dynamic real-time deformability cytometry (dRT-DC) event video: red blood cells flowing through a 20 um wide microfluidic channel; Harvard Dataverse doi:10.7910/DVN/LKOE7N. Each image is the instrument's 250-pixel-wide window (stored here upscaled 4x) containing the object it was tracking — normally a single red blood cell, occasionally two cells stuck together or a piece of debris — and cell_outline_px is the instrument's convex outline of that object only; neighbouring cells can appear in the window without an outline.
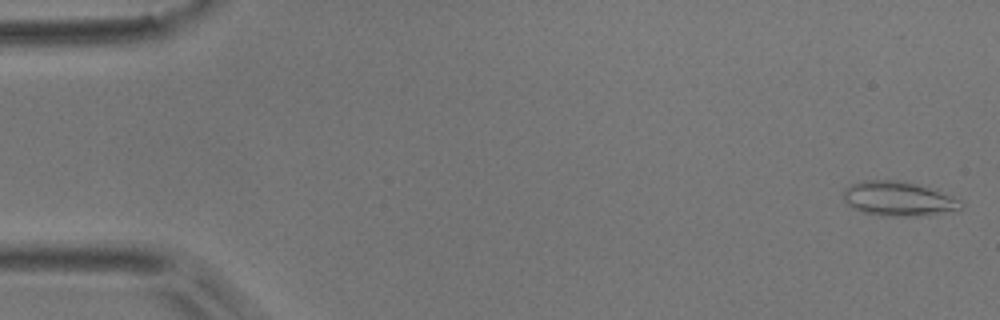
{"species": "common noctule bat (a hibernating species)", "species_latin": "Nyctalus noctula", "temperature_condition": "room temperature", "stored_images_in_passage": 5, "camera_frame_rate_fps": 3000, "um_per_image_px": 0.085, "animal": {"sex": "male", "body_mass_g": 17.9}, "frame": {"image": 1, "passage_image": 1, "time_ms": 0.0, "image_size_px": [1000, 320], "cell_outline_px": [[964, 204], [960, 212], [904, 216], [884, 216], [864, 212], [852, 208], [844, 200], [844, 188], [852, 184], [864, 180], [900, 180], [936, 188], [964, 200]], "centroid_in_image_um": [76.49, 16.89], "position_along_channel_um": 8.5, "area_um2": 24.28}}